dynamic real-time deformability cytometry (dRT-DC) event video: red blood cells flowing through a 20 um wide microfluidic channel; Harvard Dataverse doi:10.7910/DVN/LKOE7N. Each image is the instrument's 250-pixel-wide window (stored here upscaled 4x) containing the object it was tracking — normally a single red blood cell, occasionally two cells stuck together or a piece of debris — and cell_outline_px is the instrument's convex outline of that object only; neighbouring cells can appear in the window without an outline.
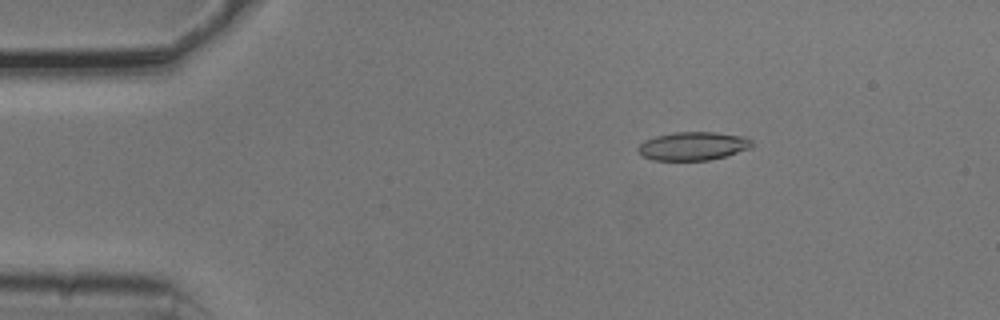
{"species": "common noctule bat (a hibernating species)", "species_latin": "Nyctalus noctula", "temperature_condition": "cold", "stored_images_in_passage": 54, "camera_frame_rate_fps": 3000, "um_per_image_px": 0.085, "animal": {"sex": "male", "body_mass_g": 20.5, "forearm_length_mm": 52.5}, "frame": {"image": 1, "passage_image": 9, "time_ms": 2.667, "image_size_px": [1000, 320], "cell_outline_px": [[752, 144], [748, 148], [724, 156], [708, 160], [652, 160], [640, 156], [636, 152], [636, 148], [644, 140], [656, 136], [676, 132], [716, 132], [744, 136], [752, 140]], "centroid_in_image_um": [58.83, 12.41], "position_along_channel_um": 26.2, "area_um2": 18.84}}
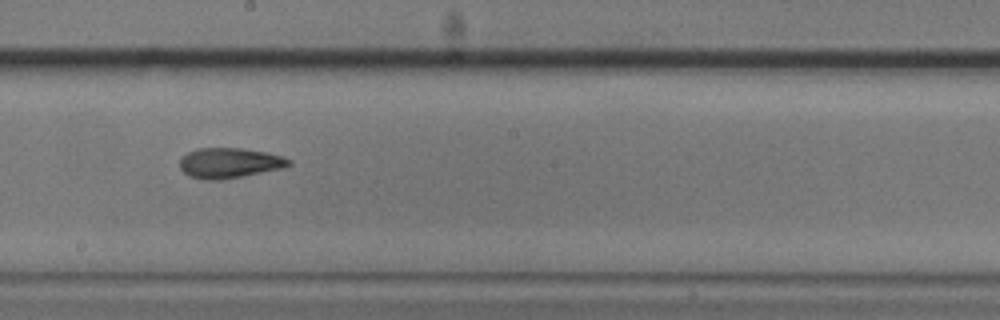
{"frame": {"image": 2, "passage_image": 30, "time_ms": 9.667, "image_size_px": [1000, 320], "cell_outline_px": [[292, 164], [284, 168], [220, 180], [204, 180], [188, 176], [180, 168], [180, 156], [196, 148], [240, 148], [268, 152], [284, 156], [292, 160]], "centroid_in_image_um": [19.51, 13.84], "position_along_channel_um": 228.7, "area_um2": 19.48}}
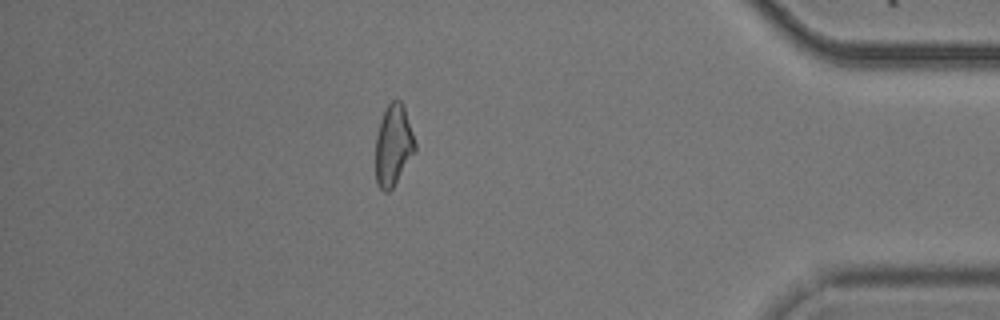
{"frame": {"image": 3, "passage_image": 47, "time_ms": 15.333, "image_size_px": [1000, 320], "cell_outline_px": [[416, 152], [392, 188], [388, 192], [384, 192], [376, 184], [376, 136], [380, 120], [384, 108], [392, 100], [400, 100], [404, 108], [416, 144]], "centroid_in_image_um": [33.43, 12.36], "position_along_channel_um": 401.8, "area_um2": 18.67}, "authors_computed_cell_mechanics": {"area_um2": 19.1318, "velocity_mm_per_s": 3.7711, "shape_relaxation_time_tau1_ms": 5.4728, "shape_relaxation_time_tau2_ms": 4.3186, "deformation_change_tau1": 0.1339, "deformation_change_tau2": 0.1134}}